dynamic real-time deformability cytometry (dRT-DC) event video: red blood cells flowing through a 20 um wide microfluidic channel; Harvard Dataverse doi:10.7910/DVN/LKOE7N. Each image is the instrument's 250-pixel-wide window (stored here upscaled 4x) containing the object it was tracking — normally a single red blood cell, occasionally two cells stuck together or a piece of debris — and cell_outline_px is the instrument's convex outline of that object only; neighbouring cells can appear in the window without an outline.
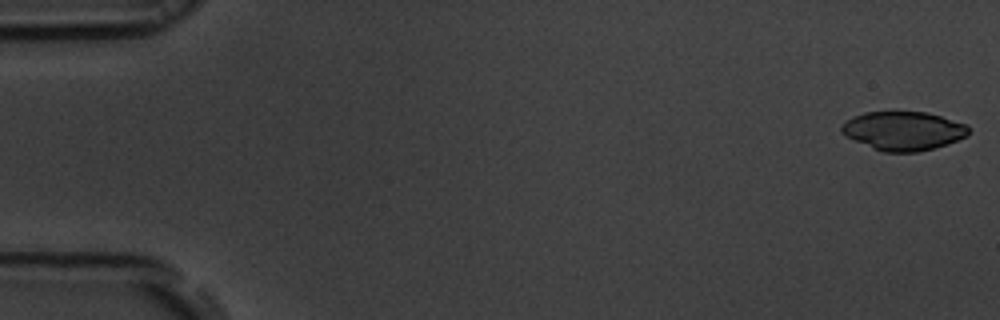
{"species": "common noctule bat (a hibernating species)", "species_latin": "Nyctalus noctula", "temperature_condition": "room temperature", "stored_images_in_passage": 12, "camera_frame_rate_fps": 3000, "um_per_image_px": 0.085, "animal": {"sex": "male", "body_mass_g": 19.5, "forearm_length_mm": 54.6}, "frame": {"image": 1, "passage_image": 1, "time_ms": 0.0, "image_size_px": [1000, 320], "cell_outline_px": [[968, 136], [932, 148], [916, 152], [884, 152], [872, 148], [844, 136], [840, 132], [840, 128], [852, 116], [864, 112], [924, 112], [940, 116], [968, 124]], "centroid_in_image_um": [76.75, 11.12], "position_along_channel_um": 8.3, "area_um2": 28.55}}